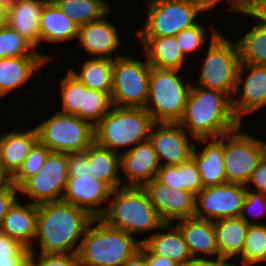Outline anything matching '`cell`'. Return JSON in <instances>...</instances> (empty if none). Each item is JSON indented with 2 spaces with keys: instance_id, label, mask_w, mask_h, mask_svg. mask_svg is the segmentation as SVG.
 I'll list each match as a JSON object with an SVG mask.
<instances>
[{
  "instance_id": "6da1fadb",
  "label": "cell",
  "mask_w": 266,
  "mask_h": 266,
  "mask_svg": "<svg viewBox=\"0 0 266 266\" xmlns=\"http://www.w3.org/2000/svg\"><path fill=\"white\" fill-rule=\"evenodd\" d=\"M93 219L87 211L62 199L38 204L36 238L30 253L78 254Z\"/></svg>"
},
{
  "instance_id": "7a4b0ae2",
  "label": "cell",
  "mask_w": 266,
  "mask_h": 266,
  "mask_svg": "<svg viewBox=\"0 0 266 266\" xmlns=\"http://www.w3.org/2000/svg\"><path fill=\"white\" fill-rule=\"evenodd\" d=\"M178 123L195 140L218 138L242 125L229 94L193 84Z\"/></svg>"
},
{
  "instance_id": "3957f363",
  "label": "cell",
  "mask_w": 266,
  "mask_h": 266,
  "mask_svg": "<svg viewBox=\"0 0 266 266\" xmlns=\"http://www.w3.org/2000/svg\"><path fill=\"white\" fill-rule=\"evenodd\" d=\"M99 218L106 225L137 237L141 243L164 224L141 187L123 186L112 190ZM138 234L149 235L141 238Z\"/></svg>"
},
{
  "instance_id": "277c9868",
  "label": "cell",
  "mask_w": 266,
  "mask_h": 266,
  "mask_svg": "<svg viewBox=\"0 0 266 266\" xmlns=\"http://www.w3.org/2000/svg\"><path fill=\"white\" fill-rule=\"evenodd\" d=\"M140 245L134 236L94 218L84 233L78 257L81 266H121Z\"/></svg>"
},
{
  "instance_id": "5b68a950",
  "label": "cell",
  "mask_w": 266,
  "mask_h": 266,
  "mask_svg": "<svg viewBox=\"0 0 266 266\" xmlns=\"http://www.w3.org/2000/svg\"><path fill=\"white\" fill-rule=\"evenodd\" d=\"M145 108H120L112 106L94 126V142L121 154L148 140L153 124Z\"/></svg>"
},
{
  "instance_id": "8992f818",
  "label": "cell",
  "mask_w": 266,
  "mask_h": 266,
  "mask_svg": "<svg viewBox=\"0 0 266 266\" xmlns=\"http://www.w3.org/2000/svg\"><path fill=\"white\" fill-rule=\"evenodd\" d=\"M180 72L151 67L145 109L153 122L178 123L182 118L192 82Z\"/></svg>"
},
{
  "instance_id": "52a82bcc",
  "label": "cell",
  "mask_w": 266,
  "mask_h": 266,
  "mask_svg": "<svg viewBox=\"0 0 266 266\" xmlns=\"http://www.w3.org/2000/svg\"><path fill=\"white\" fill-rule=\"evenodd\" d=\"M200 74L193 85L225 92L233 97L240 65L237 42L221 32L208 44Z\"/></svg>"
},
{
  "instance_id": "ba28073f",
  "label": "cell",
  "mask_w": 266,
  "mask_h": 266,
  "mask_svg": "<svg viewBox=\"0 0 266 266\" xmlns=\"http://www.w3.org/2000/svg\"><path fill=\"white\" fill-rule=\"evenodd\" d=\"M35 127L38 140L52 152L80 153L94 142V127L89 122L58 108Z\"/></svg>"
},
{
  "instance_id": "9c48e42d",
  "label": "cell",
  "mask_w": 266,
  "mask_h": 266,
  "mask_svg": "<svg viewBox=\"0 0 266 266\" xmlns=\"http://www.w3.org/2000/svg\"><path fill=\"white\" fill-rule=\"evenodd\" d=\"M147 15L136 37L176 36L196 25L202 9L194 0H146Z\"/></svg>"
},
{
  "instance_id": "30bf717a",
  "label": "cell",
  "mask_w": 266,
  "mask_h": 266,
  "mask_svg": "<svg viewBox=\"0 0 266 266\" xmlns=\"http://www.w3.org/2000/svg\"><path fill=\"white\" fill-rule=\"evenodd\" d=\"M151 66L143 59L122 55L113 60L112 106L145 108L149 93Z\"/></svg>"
},
{
  "instance_id": "8fae6325",
  "label": "cell",
  "mask_w": 266,
  "mask_h": 266,
  "mask_svg": "<svg viewBox=\"0 0 266 266\" xmlns=\"http://www.w3.org/2000/svg\"><path fill=\"white\" fill-rule=\"evenodd\" d=\"M242 126L224 134L223 160L226 182L245 185L266 155V141L245 132Z\"/></svg>"
},
{
  "instance_id": "7c38bea8",
  "label": "cell",
  "mask_w": 266,
  "mask_h": 266,
  "mask_svg": "<svg viewBox=\"0 0 266 266\" xmlns=\"http://www.w3.org/2000/svg\"><path fill=\"white\" fill-rule=\"evenodd\" d=\"M68 178V154L50 151L42 169L19 187V196L37 205L60 200Z\"/></svg>"
},
{
  "instance_id": "4fadbf2b",
  "label": "cell",
  "mask_w": 266,
  "mask_h": 266,
  "mask_svg": "<svg viewBox=\"0 0 266 266\" xmlns=\"http://www.w3.org/2000/svg\"><path fill=\"white\" fill-rule=\"evenodd\" d=\"M245 193V185L237 183L204 187L196 195L194 217L210 221L239 217Z\"/></svg>"
},
{
  "instance_id": "5bb4252c",
  "label": "cell",
  "mask_w": 266,
  "mask_h": 266,
  "mask_svg": "<svg viewBox=\"0 0 266 266\" xmlns=\"http://www.w3.org/2000/svg\"><path fill=\"white\" fill-rule=\"evenodd\" d=\"M148 139L160 166H175L188 161L192 158L196 141L179 123L165 122H154Z\"/></svg>"
},
{
  "instance_id": "9a60e30c",
  "label": "cell",
  "mask_w": 266,
  "mask_h": 266,
  "mask_svg": "<svg viewBox=\"0 0 266 266\" xmlns=\"http://www.w3.org/2000/svg\"><path fill=\"white\" fill-rule=\"evenodd\" d=\"M232 106L241 123L246 115L266 107V66L240 63Z\"/></svg>"
},
{
  "instance_id": "2e32d148",
  "label": "cell",
  "mask_w": 266,
  "mask_h": 266,
  "mask_svg": "<svg viewBox=\"0 0 266 266\" xmlns=\"http://www.w3.org/2000/svg\"><path fill=\"white\" fill-rule=\"evenodd\" d=\"M111 191L106 183L90 174H77V177L68 178L62 200L99 218L106 209Z\"/></svg>"
},
{
  "instance_id": "e0dca14e",
  "label": "cell",
  "mask_w": 266,
  "mask_h": 266,
  "mask_svg": "<svg viewBox=\"0 0 266 266\" xmlns=\"http://www.w3.org/2000/svg\"><path fill=\"white\" fill-rule=\"evenodd\" d=\"M108 15L110 12L100 20L78 26V47L83 48L90 58L114 60L123 55L118 52L122 42L119 31L107 19Z\"/></svg>"
},
{
  "instance_id": "ac0fdd59",
  "label": "cell",
  "mask_w": 266,
  "mask_h": 266,
  "mask_svg": "<svg viewBox=\"0 0 266 266\" xmlns=\"http://www.w3.org/2000/svg\"><path fill=\"white\" fill-rule=\"evenodd\" d=\"M120 165L122 186L125 187H142L156 178L160 168L157 154L149 139L121 153Z\"/></svg>"
},
{
  "instance_id": "d6986e66",
  "label": "cell",
  "mask_w": 266,
  "mask_h": 266,
  "mask_svg": "<svg viewBox=\"0 0 266 266\" xmlns=\"http://www.w3.org/2000/svg\"><path fill=\"white\" fill-rule=\"evenodd\" d=\"M223 151L224 134L218 138L195 141L192 158L198 167L203 188L227 183Z\"/></svg>"
},
{
  "instance_id": "ffe728a7",
  "label": "cell",
  "mask_w": 266,
  "mask_h": 266,
  "mask_svg": "<svg viewBox=\"0 0 266 266\" xmlns=\"http://www.w3.org/2000/svg\"><path fill=\"white\" fill-rule=\"evenodd\" d=\"M19 198L9 208L0 226V232L30 249L36 238L37 204Z\"/></svg>"
},
{
  "instance_id": "44dd1931",
  "label": "cell",
  "mask_w": 266,
  "mask_h": 266,
  "mask_svg": "<svg viewBox=\"0 0 266 266\" xmlns=\"http://www.w3.org/2000/svg\"><path fill=\"white\" fill-rule=\"evenodd\" d=\"M184 237L192 258H216L219 250L213 221L189 217L174 222Z\"/></svg>"
},
{
  "instance_id": "7402d4cb",
  "label": "cell",
  "mask_w": 266,
  "mask_h": 266,
  "mask_svg": "<svg viewBox=\"0 0 266 266\" xmlns=\"http://www.w3.org/2000/svg\"><path fill=\"white\" fill-rule=\"evenodd\" d=\"M0 136V166L12 177L38 140L36 127H16ZM3 135V136H2Z\"/></svg>"
},
{
  "instance_id": "603a6c76",
  "label": "cell",
  "mask_w": 266,
  "mask_h": 266,
  "mask_svg": "<svg viewBox=\"0 0 266 266\" xmlns=\"http://www.w3.org/2000/svg\"><path fill=\"white\" fill-rule=\"evenodd\" d=\"M43 0H14L8 4L7 26L17 31L37 51L40 47L39 18Z\"/></svg>"
},
{
  "instance_id": "cb8c5ba5",
  "label": "cell",
  "mask_w": 266,
  "mask_h": 266,
  "mask_svg": "<svg viewBox=\"0 0 266 266\" xmlns=\"http://www.w3.org/2000/svg\"><path fill=\"white\" fill-rule=\"evenodd\" d=\"M142 53L152 68L183 71L187 58L181 52L175 36L136 37Z\"/></svg>"
},
{
  "instance_id": "d4e9b609",
  "label": "cell",
  "mask_w": 266,
  "mask_h": 266,
  "mask_svg": "<svg viewBox=\"0 0 266 266\" xmlns=\"http://www.w3.org/2000/svg\"><path fill=\"white\" fill-rule=\"evenodd\" d=\"M49 61L45 57H7L0 59V99L17 92L31 76L41 73V67ZM26 83V84H25Z\"/></svg>"
},
{
  "instance_id": "484cf974",
  "label": "cell",
  "mask_w": 266,
  "mask_h": 266,
  "mask_svg": "<svg viewBox=\"0 0 266 266\" xmlns=\"http://www.w3.org/2000/svg\"><path fill=\"white\" fill-rule=\"evenodd\" d=\"M142 244L153 254L165 256L180 266L188 263L192 256L184 237L174 223H164L153 235Z\"/></svg>"
},
{
  "instance_id": "4316f807",
  "label": "cell",
  "mask_w": 266,
  "mask_h": 266,
  "mask_svg": "<svg viewBox=\"0 0 266 266\" xmlns=\"http://www.w3.org/2000/svg\"><path fill=\"white\" fill-rule=\"evenodd\" d=\"M40 47L43 42L49 45L69 43L78 37V26L68 18L55 4H45L40 18Z\"/></svg>"
},
{
  "instance_id": "83f0119b",
  "label": "cell",
  "mask_w": 266,
  "mask_h": 266,
  "mask_svg": "<svg viewBox=\"0 0 266 266\" xmlns=\"http://www.w3.org/2000/svg\"><path fill=\"white\" fill-rule=\"evenodd\" d=\"M90 175L106 183L112 190L122 186L120 154L93 142L87 148Z\"/></svg>"
},
{
  "instance_id": "f1b7e54d",
  "label": "cell",
  "mask_w": 266,
  "mask_h": 266,
  "mask_svg": "<svg viewBox=\"0 0 266 266\" xmlns=\"http://www.w3.org/2000/svg\"><path fill=\"white\" fill-rule=\"evenodd\" d=\"M213 225L219 256L239 258L249 225L240 217L219 219Z\"/></svg>"
},
{
  "instance_id": "f546056e",
  "label": "cell",
  "mask_w": 266,
  "mask_h": 266,
  "mask_svg": "<svg viewBox=\"0 0 266 266\" xmlns=\"http://www.w3.org/2000/svg\"><path fill=\"white\" fill-rule=\"evenodd\" d=\"M79 71L74 67L68 69L88 89L108 93L112 92L113 60L109 59H85Z\"/></svg>"
},
{
  "instance_id": "4dcf8cb0",
  "label": "cell",
  "mask_w": 266,
  "mask_h": 266,
  "mask_svg": "<svg viewBox=\"0 0 266 266\" xmlns=\"http://www.w3.org/2000/svg\"><path fill=\"white\" fill-rule=\"evenodd\" d=\"M55 5L77 26L100 20L111 12L107 0H59Z\"/></svg>"
},
{
  "instance_id": "1f68e13d",
  "label": "cell",
  "mask_w": 266,
  "mask_h": 266,
  "mask_svg": "<svg viewBox=\"0 0 266 266\" xmlns=\"http://www.w3.org/2000/svg\"><path fill=\"white\" fill-rule=\"evenodd\" d=\"M237 42L240 63L266 66V26L255 23Z\"/></svg>"
},
{
  "instance_id": "d6a6232c",
  "label": "cell",
  "mask_w": 266,
  "mask_h": 266,
  "mask_svg": "<svg viewBox=\"0 0 266 266\" xmlns=\"http://www.w3.org/2000/svg\"><path fill=\"white\" fill-rule=\"evenodd\" d=\"M60 108L58 111L77 115L83 120V100L87 87L75 78L67 69V73L60 79Z\"/></svg>"
},
{
  "instance_id": "836d02e7",
  "label": "cell",
  "mask_w": 266,
  "mask_h": 266,
  "mask_svg": "<svg viewBox=\"0 0 266 266\" xmlns=\"http://www.w3.org/2000/svg\"><path fill=\"white\" fill-rule=\"evenodd\" d=\"M238 260L242 266L266 264V224L249 225Z\"/></svg>"
},
{
  "instance_id": "e575fe53",
  "label": "cell",
  "mask_w": 266,
  "mask_h": 266,
  "mask_svg": "<svg viewBox=\"0 0 266 266\" xmlns=\"http://www.w3.org/2000/svg\"><path fill=\"white\" fill-rule=\"evenodd\" d=\"M7 57H45L50 61V56L37 51L25 38L17 31L9 28L7 25L0 28V59Z\"/></svg>"
},
{
  "instance_id": "d590c367",
  "label": "cell",
  "mask_w": 266,
  "mask_h": 266,
  "mask_svg": "<svg viewBox=\"0 0 266 266\" xmlns=\"http://www.w3.org/2000/svg\"><path fill=\"white\" fill-rule=\"evenodd\" d=\"M210 38L207 39L209 34L207 32V28L205 24H201V22L196 25L183 29L179 32L175 37L178 42L179 48L183 55L188 58V54H192L198 52V50H202L206 44H210V42L222 31H219V28H216L212 23L210 24ZM207 41L209 43H207ZM197 50V51H196Z\"/></svg>"
},
{
  "instance_id": "8d00e7d4",
  "label": "cell",
  "mask_w": 266,
  "mask_h": 266,
  "mask_svg": "<svg viewBox=\"0 0 266 266\" xmlns=\"http://www.w3.org/2000/svg\"><path fill=\"white\" fill-rule=\"evenodd\" d=\"M50 150L37 140L19 170L11 177V183L19 188L27 179L36 175L43 167Z\"/></svg>"
},
{
  "instance_id": "74e56055",
  "label": "cell",
  "mask_w": 266,
  "mask_h": 266,
  "mask_svg": "<svg viewBox=\"0 0 266 266\" xmlns=\"http://www.w3.org/2000/svg\"><path fill=\"white\" fill-rule=\"evenodd\" d=\"M111 108V96L108 93L93 89H87V92H84L83 120L89 122L93 127Z\"/></svg>"
},
{
  "instance_id": "f35d334b",
  "label": "cell",
  "mask_w": 266,
  "mask_h": 266,
  "mask_svg": "<svg viewBox=\"0 0 266 266\" xmlns=\"http://www.w3.org/2000/svg\"><path fill=\"white\" fill-rule=\"evenodd\" d=\"M168 223L180 219L194 217L196 209V195L185 190L169 189Z\"/></svg>"
},
{
  "instance_id": "ab89813d",
  "label": "cell",
  "mask_w": 266,
  "mask_h": 266,
  "mask_svg": "<svg viewBox=\"0 0 266 266\" xmlns=\"http://www.w3.org/2000/svg\"><path fill=\"white\" fill-rule=\"evenodd\" d=\"M265 216H266V194L253 192L246 189L245 198L243 201V206L239 217L243 221H245L248 225H258V224H266L264 223V221L263 222L261 221L262 217Z\"/></svg>"
},
{
  "instance_id": "60d3db41",
  "label": "cell",
  "mask_w": 266,
  "mask_h": 266,
  "mask_svg": "<svg viewBox=\"0 0 266 266\" xmlns=\"http://www.w3.org/2000/svg\"><path fill=\"white\" fill-rule=\"evenodd\" d=\"M29 249L0 232V266H28Z\"/></svg>"
},
{
  "instance_id": "b9f144b4",
  "label": "cell",
  "mask_w": 266,
  "mask_h": 266,
  "mask_svg": "<svg viewBox=\"0 0 266 266\" xmlns=\"http://www.w3.org/2000/svg\"><path fill=\"white\" fill-rule=\"evenodd\" d=\"M147 194L150 203L157 211L160 219L168 223V199L170 198L169 188L160 183L156 178L141 187Z\"/></svg>"
},
{
  "instance_id": "7bdbcfd3",
  "label": "cell",
  "mask_w": 266,
  "mask_h": 266,
  "mask_svg": "<svg viewBox=\"0 0 266 266\" xmlns=\"http://www.w3.org/2000/svg\"><path fill=\"white\" fill-rule=\"evenodd\" d=\"M175 166L180 173L181 190L189 191L197 195L203 189V186L194 159L190 158L188 161Z\"/></svg>"
},
{
  "instance_id": "ee69618b",
  "label": "cell",
  "mask_w": 266,
  "mask_h": 266,
  "mask_svg": "<svg viewBox=\"0 0 266 266\" xmlns=\"http://www.w3.org/2000/svg\"><path fill=\"white\" fill-rule=\"evenodd\" d=\"M28 266H81L78 254L29 253Z\"/></svg>"
},
{
  "instance_id": "f6af8a7d",
  "label": "cell",
  "mask_w": 266,
  "mask_h": 266,
  "mask_svg": "<svg viewBox=\"0 0 266 266\" xmlns=\"http://www.w3.org/2000/svg\"><path fill=\"white\" fill-rule=\"evenodd\" d=\"M245 188L253 192L266 194V155L251 174L249 180L245 184Z\"/></svg>"
},
{
  "instance_id": "bcb514c9",
  "label": "cell",
  "mask_w": 266,
  "mask_h": 266,
  "mask_svg": "<svg viewBox=\"0 0 266 266\" xmlns=\"http://www.w3.org/2000/svg\"><path fill=\"white\" fill-rule=\"evenodd\" d=\"M156 179L169 189L181 190L180 173L176 166H160Z\"/></svg>"
},
{
  "instance_id": "7dc6e473",
  "label": "cell",
  "mask_w": 266,
  "mask_h": 266,
  "mask_svg": "<svg viewBox=\"0 0 266 266\" xmlns=\"http://www.w3.org/2000/svg\"><path fill=\"white\" fill-rule=\"evenodd\" d=\"M87 149L80 153L68 154V177H77V174L88 173Z\"/></svg>"
},
{
  "instance_id": "c3c4849f",
  "label": "cell",
  "mask_w": 266,
  "mask_h": 266,
  "mask_svg": "<svg viewBox=\"0 0 266 266\" xmlns=\"http://www.w3.org/2000/svg\"><path fill=\"white\" fill-rule=\"evenodd\" d=\"M20 198L19 188L11 183L6 189L0 191V226L9 208Z\"/></svg>"
},
{
  "instance_id": "681fc988",
  "label": "cell",
  "mask_w": 266,
  "mask_h": 266,
  "mask_svg": "<svg viewBox=\"0 0 266 266\" xmlns=\"http://www.w3.org/2000/svg\"><path fill=\"white\" fill-rule=\"evenodd\" d=\"M239 265L242 266V263L238 260V258L219 256L216 258H205V259L192 258L184 266H239Z\"/></svg>"
},
{
  "instance_id": "f907efd6",
  "label": "cell",
  "mask_w": 266,
  "mask_h": 266,
  "mask_svg": "<svg viewBox=\"0 0 266 266\" xmlns=\"http://www.w3.org/2000/svg\"><path fill=\"white\" fill-rule=\"evenodd\" d=\"M199 7L202 9V11L207 12L210 11L211 9H214L216 5H218V3L220 4L222 1L224 2V0H194ZM225 2H228V7H226V11L228 13L234 12V14H244V9H243V4L241 0H225Z\"/></svg>"
},
{
  "instance_id": "816d5d0a",
  "label": "cell",
  "mask_w": 266,
  "mask_h": 266,
  "mask_svg": "<svg viewBox=\"0 0 266 266\" xmlns=\"http://www.w3.org/2000/svg\"><path fill=\"white\" fill-rule=\"evenodd\" d=\"M243 15L256 19L254 23L266 26V0H255Z\"/></svg>"
},
{
  "instance_id": "f5cc1de1",
  "label": "cell",
  "mask_w": 266,
  "mask_h": 266,
  "mask_svg": "<svg viewBox=\"0 0 266 266\" xmlns=\"http://www.w3.org/2000/svg\"><path fill=\"white\" fill-rule=\"evenodd\" d=\"M139 251L145 256L147 266H180L175 261L170 260L165 256L151 253L142 243Z\"/></svg>"
},
{
  "instance_id": "db71d44e",
  "label": "cell",
  "mask_w": 266,
  "mask_h": 266,
  "mask_svg": "<svg viewBox=\"0 0 266 266\" xmlns=\"http://www.w3.org/2000/svg\"><path fill=\"white\" fill-rule=\"evenodd\" d=\"M121 266H147V265L145 261V256L140 251H138Z\"/></svg>"
},
{
  "instance_id": "11a10c76",
  "label": "cell",
  "mask_w": 266,
  "mask_h": 266,
  "mask_svg": "<svg viewBox=\"0 0 266 266\" xmlns=\"http://www.w3.org/2000/svg\"><path fill=\"white\" fill-rule=\"evenodd\" d=\"M8 2L0 0V28L7 24Z\"/></svg>"
},
{
  "instance_id": "9f6ffc18",
  "label": "cell",
  "mask_w": 266,
  "mask_h": 266,
  "mask_svg": "<svg viewBox=\"0 0 266 266\" xmlns=\"http://www.w3.org/2000/svg\"><path fill=\"white\" fill-rule=\"evenodd\" d=\"M11 184V177L9 174L0 166V191L6 189Z\"/></svg>"
},
{
  "instance_id": "6f0895ef",
  "label": "cell",
  "mask_w": 266,
  "mask_h": 266,
  "mask_svg": "<svg viewBox=\"0 0 266 266\" xmlns=\"http://www.w3.org/2000/svg\"><path fill=\"white\" fill-rule=\"evenodd\" d=\"M244 11L255 1V0H241Z\"/></svg>"
},
{
  "instance_id": "680465c9",
  "label": "cell",
  "mask_w": 266,
  "mask_h": 266,
  "mask_svg": "<svg viewBox=\"0 0 266 266\" xmlns=\"http://www.w3.org/2000/svg\"><path fill=\"white\" fill-rule=\"evenodd\" d=\"M45 4H55L59 0H43Z\"/></svg>"
},
{
  "instance_id": "91938a15",
  "label": "cell",
  "mask_w": 266,
  "mask_h": 266,
  "mask_svg": "<svg viewBox=\"0 0 266 266\" xmlns=\"http://www.w3.org/2000/svg\"><path fill=\"white\" fill-rule=\"evenodd\" d=\"M3 1H6V2H8V3H9V2H11V1H14V0H3Z\"/></svg>"
}]
</instances>
